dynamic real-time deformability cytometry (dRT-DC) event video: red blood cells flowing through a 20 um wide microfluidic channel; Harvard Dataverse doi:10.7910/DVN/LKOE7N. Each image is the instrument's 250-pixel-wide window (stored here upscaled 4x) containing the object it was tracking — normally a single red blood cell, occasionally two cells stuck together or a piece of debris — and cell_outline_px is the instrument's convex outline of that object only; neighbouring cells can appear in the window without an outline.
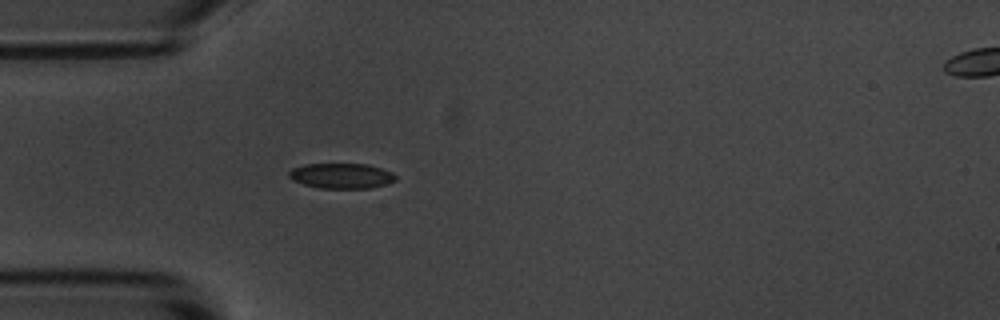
{"species": "common noctule bat (a hibernating species)", "species_latin": "Nyctalus noctula", "temperature_condition": "room temperature", "stored_images_in_passage": 2, "segment_of_instrument_passage": [1, 2], "camera_frame_rate_fps": 3000, "um_per_image_px": 0.085, "animal": {"sex": "male", "body_mass_g": 20.1, "forearm_length_mm": 53.5}, "frame": {"image": 1, "passage_image": 1, "time_ms": 0.0, "image_size_px": [1000, 320], "cell_outline_px": [[396, 180], [384, 184], [368, 188], [320, 188], [304, 184], [292, 180], [288, 176], [288, 172], [292, 168], [304, 164], [364, 164], [380, 168], [392, 172], [396, 176]], "centroid_in_image_um": [28.98, 14.94], "position_along_channel_um": 56.0, "area_um2": 15.55}}